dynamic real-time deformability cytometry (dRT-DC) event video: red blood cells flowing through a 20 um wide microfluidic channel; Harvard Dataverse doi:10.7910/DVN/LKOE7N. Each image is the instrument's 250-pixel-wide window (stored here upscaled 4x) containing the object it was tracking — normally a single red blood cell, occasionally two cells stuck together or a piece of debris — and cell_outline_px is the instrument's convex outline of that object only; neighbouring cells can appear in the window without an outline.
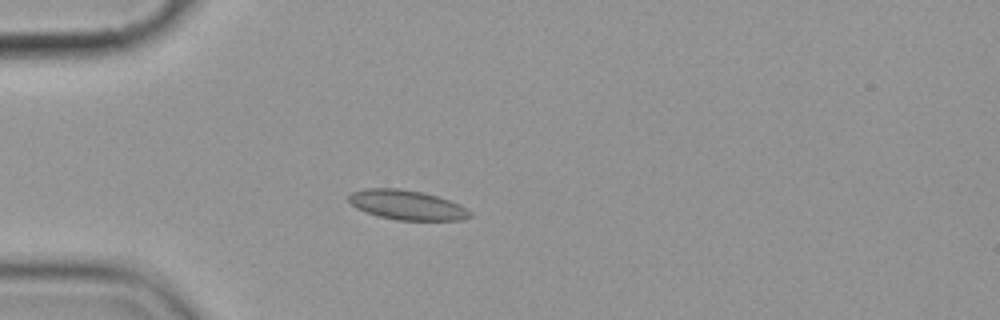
{"species": "common noctule bat (a hibernating species)", "species_latin": "Nyctalus noctula", "temperature_condition": "cold", "stored_images_in_passage": 3, "camera_frame_rate_fps": 3000, "um_per_image_px": 0.085, "animal": {"sex": "female", "body_mass_g": 19.9}, "frame": {"image": 1, "passage_image": 3, "time_ms": 2.333, "image_size_px": [1000, 320], "cell_outline_px": [[472, 216], [464, 220], [396, 220], [376, 216], [356, 208], [348, 200], [348, 196], [352, 192], [364, 188], [400, 188], [424, 192], [460, 204], [472, 212]], "centroid_in_image_um": [34.59, 17.42], "position_along_channel_um": 50.4, "area_um2": 21.15}}